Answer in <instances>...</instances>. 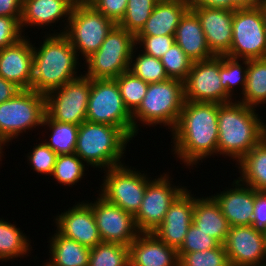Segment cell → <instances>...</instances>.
<instances>
[{
  "label": "cell",
  "mask_w": 266,
  "mask_h": 266,
  "mask_svg": "<svg viewBox=\"0 0 266 266\" xmlns=\"http://www.w3.org/2000/svg\"><path fill=\"white\" fill-rule=\"evenodd\" d=\"M115 25L91 5L74 6L64 35L84 61L100 48Z\"/></svg>",
  "instance_id": "obj_10"
},
{
  "label": "cell",
  "mask_w": 266,
  "mask_h": 266,
  "mask_svg": "<svg viewBox=\"0 0 266 266\" xmlns=\"http://www.w3.org/2000/svg\"><path fill=\"white\" fill-rule=\"evenodd\" d=\"M192 223L199 230L224 245L230 230V224L211 196L195 197Z\"/></svg>",
  "instance_id": "obj_26"
},
{
  "label": "cell",
  "mask_w": 266,
  "mask_h": 266,
  "mask_svg": "<svg viewBox=\"0 0 266 266\" xmlns=\"http://www.w3.org/2000/svg\"><path fill=\"white\" fill-rule=\"evenodd\" d=\"M136 50L138 51L137 45L132 52L129 65V71L134 76L147 83L162 82L169 79L160 59L141 51L138 53Z\"/></svg>",
  "instance_id": "obj_33"
},
{
  "label": "cell",
  "mask_w": 266,
  "mask_h": 266,
  "mask_svg": "<svg viewBox=\"0 0 266 266\" xmlns=\"http://www.w3.org/2000/svg\"><path fill=\"white\" fill-rule=\"evenodd\" d=\"M45 115V95L32 89H22L0 104V138L7 145L12 144L19 135L23 137L24 133L33 132L36 127L38 130Z\"/></svg>",
  "instance_id": "obj_6"
},
{
  "label": "cell",
  "mask_w": 266,
  "mask_h": 266,
  "mask_svg": "<svg viewBox=\"0 0 266 266\" xmlns=\"http://www.w3.org/2000/svg\"><path fill=\"white\" fill-rule=\"evenodd\" d=\"M178 266H231L224 245L202 252L178 254Z\"/></svg>",
  "instance_id": "obj_39"
},
{
  "label": "cell",
  "mask_w": 266,
  "mask_h": 266,
  "mask_svg": "<svg viewBox=\"0 0 266 266\" xmlns=\"http://www.w3.org/2000/svg\"><path fill=\"white\" fill-rule=\"evenodd\" d=\"M197 15L207 45L214 56H226L232 42L233 11L222 8L190 6Z\"/></svg>",
  "instance_id": "obj_19"
},
{
  "label": "cell",
  "mask_w": 266,
  "mask_h": 266,
  "mask_svg": "<svg viewBox=\"0 0 266 266\" xmlns=\"http://www.w3.org/2000/svg\"><path fill=\"white\" fill-rule=\"evenodd\" d=\"M131 140L121 128L84 121L79 125L74 153L88 168L105 171L124 164V153Z\"/></svg>",
  "instance_id": "obj_4"
},
{
  "label": "cell",
  "mask_w": 266,
  "mask_h": 266,
  "mask_svg": "<svg viewBox=\"0 0 266 266\" xmlns=\"http://www.w3.org/2000/svg\"><path fill=\"white\" fill-rule=\"evenodd\" d=\"M15 222L12 224L4 218H0V262H8L16 258H23L31 255V240L20 227H16ZM30 252V253H29ZM26 255V256H25ZM15 258V259H14Z\"/></svg>",
  "instance_id": "obj_30"
},
{
  "label": "cell",
  "mask_w": 266,
  "mask_h": 266,
  "mask_svg": "<svg viewBox=\"0 0 266 266\" xmlns=\"http://www.w3.org/2000/svg\"><path fill=\"white\" fill-rule=\"evenodd\" d=\"M95 199L89 203L102 242L118 243L129 247L141 233L137 228L134 215L108 202L100 194Z\"/></svg>",
  "instance_id": "obj_15"
},
{
  "label": "cell",
  "mask_w": 266,
  "mask_h": 266,
  "mask_svg": "<svg viewBox=\"0 0 266 266\" xmlns=\"http://www.w3.org/2000/svg\"><path fill=\"white\" fill-rule=\"evenodd\" d=\"M4 146H7V144L0 138V161H2L3 160V156H4V151L3 150H5V149H3V148H6V147H4ZM2 163L0 162V165H1Z\"/></svg>",
  "instance_id": "obj_52"
},
{
  "label": "cell",
  "mask_w": 266,
  "mask_h": 266,
  "mask_svg": "<svg viewBox=\"0 0 266 266\" xmlns=\"http://www.w3.org/2000/svg\"><path fill=\"white\" fill-rule=\"evenodd\" d=\"M184 102L183 81L167 79L149 83L142 103L132 114L133 137L140 132V124H143V127L163 125L171 132L178 122Z\"/></svg>",
  "instance_id": "obj_5"
},
{
  "label": "cell",
  "mask_w": 266,
  "mask_h": 266,
  "mask_svg": "<svg viewBox=\"0 0 266 266\" xmlns=\"http://www.w3.org/2000/svg\"><path fill=\"white\" fill-rule=\"evenodd\" d=\"M226 56L248 60L266 58V29L258 6L233 11L232 42Z\"/></svg>",
  "instance_id": "obj_12"
},
{
  "label": "cell",
  "mask_w": 266,
  "mask_h": 266,
  "mask_svg": "<svg viewBox=\"0 0 266 266\" xmlns=\"http://www.w3.org/2000/svg\"><path fill=\"white\" fill-rule=\"evenodd\" d=\"M231 266H260L266 264L263 230L251 226H230L224 243Z\"/></svg>",
  "instance_id": "obj_16"
},
{
  "label": "cell",
  "mask_w": 266,
  "mask_h": 266,
  "mask_svg": "<svg viewBox=\"0 0 266 266\" xmlns=\"http://www.w3.org/2000/svg\"><path fill=\"white\" fill-rule=\"evenodd\" d=\"M91 79L84 74L45 95V113L50 120L80 125L86 121Z\"/></svg>",
  "instance_id": "obj_11"
},
{
  "label": "cell",
  "mask_w": 266,
  "mask_h": 266,
  "mask_svg": "<svg viewBox=\"0 0 266 266\" xmlns=\"http://www.w3.org/2000/svg\"><path fill=\"white\" fill-rule=\"evenodd\" d=\"M74 5H72L68 0H24L22 5V16L20 20V25L24 35V31L29 26L30 28L37 27L42 29L43 27L54 26L62 19L64 25L62 30H52L53 33L47 32L46 34H64ZM66 20V21H65ZM34 26V27H33ZM26 27V28H25ZM40 27V28H39ZM56 32V33H55Z\"/></svg>",
  "instance_id": "obj_20"
},
{
  "label": "cell",
  "mask_w": 266,
  "mask_h": 266,
  "mask_svg": "<svg viewBox=\"0 0 266 266\" xmlns=\"http://www.w3.org/2000/svg\"><path fill=\"white\" fill-rule=\"evenodd\" d=\"M129 247L101 242L91 248L88 266H129Z\"/></svg>",
  "instance_id": "obj_35"
},
{
  "label": "cell",
  "mask_w": 266,
  "mask_h": 266,
  "mask_svg": "<svg viewBox=\"0 0 266 266\" xmlns=\"http://www.w3.org/2000/svg\"><path fill=\"white\" fill-rule=\"evenodd\" d=\"M196 194L185 189L170 205L164 221L153 233L166 245L179 249L183 244L190 225L193 222V210Z\"/></svg>",
  "instance_id": "obj_18"
},
{
  "label": "cell",
  "mask_w": 266,
  "mask_h": 266,
  "mask_svg": "<svg viewBox=\"0 0 266 266\" xmlns=\"http://www.w3.org/2000/svg\"><path fill=\"white\" fill-rule=\"evenodd\" d=\"M21 17L0 16V49L15 44L22 37Z\"/></svg>",
  "instance_id": "obj_43"
},
{
  "label": "cell",
  "mask_w": 266,
  "mask_h": 266,
  "mask_svg": "<svg viewBox=\"0 0 266 266\" xmlns=\"http://www.w3.org/2000/svg\"><path fill=\"white\" fill-rule=\"evenodd\" d=\"M136 46L135 35L119 25L108 33L100 48L84 62L90 79H115L129 71L130 59Z\"/></svg>",
  "instance_id": "obj_7"
},
{
  "label": "cell",
  "mask_w": 266,
  "mask_h": 266,
  "mask_svg": "<svg viewBox=\"0 0 266 266\" xmlns=\"http://www.w3.org/2000/svg\"><path fill=\"white\" fill-rule=\"evenodd\" d=\"M42 127H44V130L49 128V131H47L51 133L48 134L47 139L49 140L44 139L43 141L56 154L65 155L75 152L79 125L50 120L45 115Z\"/></svg>",
  "instance_id": "obj_31"
},
{
  "label": "cell",
  "mask_w": 266,
  "mask_h": 266,
  "mask_svg": "<svg viewBox=\"0 0 266 266\" xmlns=\"http://www.w3.org/2000/svg\"><path fill=\"white\" fill-rule=\"evenodd\" d=\"M128 0H92L90 5L118 25L124 17Z\"/></svg>",
  "instance_id": "obj_44"
},
{
  "label": "cell",
  "mask_w": 266,
  "mask_h": 266,
  "mask_svg": "<svg viewBox=\"0 0 266 266\" xmlns=\"http://www.w3.org/2000/svg\"><path fill=\"white\" fill-rule=\"evenodd\" d=\"M186 101L228 103L234 99L226 92L220 78V56L194 61L184 81Z\"/></svg>",
  "instance_id": "obj_14"
},
{
  "label": "cell",
  "mask_w": 266,
  "mask_h": 266,
  "mask_svg": "<svg viewBox=\"0 0 266 266\" xmlns=\"http://www.w3.org/2000/svg\"><path fill=\"white\" fill-rule=\"evenodd\" d=\"M115 80L126 108L133 114L142 103L149 83L134 76L130 71L120 74Z\"/></svg>",
  "instance_id": "obj_36"
},
{
  "label": "cell",
  "mask_w": 266,
  "mask_h": 266,
  "mask_svg": "<svg viewBox=\"0 0 266 266\" xmlns=\"http://www.w3.org/2000/svg\"><path fill=\"white\" fill-rule=\"evenodd\" d=\"M247 68H248V59H236V58H231L229 56H220L221 84L223 88L226 90V92L232 98H235V100L237 99L235 90L238 88L239 90L240 89L242 90V91L240 90L241 93L238 96H241V94L244 91L246 85Z\"/></svg>",
  "instance_id": "obj_32"
},
{
  "label": "cell",
  "mask_w": 266,
  "mask_h": 266,
  "mask_svg": "<svg viewBox=\"0 0 266 266\" xmlns=\"http://www.w3.org/2000/svg\"><path fill=\"white\" fill-rule=\"evenodd\" d=\"M220 243L199 230L193 223L190 225L185 240L181 247L177 250L178 254H186L191 252H202L216 248Z\"/></svg>",
  "instance_id": "obj_41"
},
{
  "label": "cell",
  "mask_w": 266,
  "mask_h": 266,
  "mask_svg": "<svg viewBox=\"0 0 266 266\" xmlns=\"http://www.w3.org/2000/svg\"><path fill=\"white\" fill-rule=\"evenodd\" d=\"M34 145L31 152H28L27 163L31 166L32 170L41 175L51 176L58 154H56L50 147H48L44 141Z\"/></svg>",
  "instance_id": "obj_40"
},
{
  "label": "cell",
  "mask_w": 266,
  "mask_h": 266,
  "mask_svg": "<svg viewBox=\"0 0 266 266\" xmlns=\"http://www.w3.org/2000/svg\"><path fill=\"white\" fill-rule=\"evenodd\" d=\"M22 89L0 76V104L14 97Z\"/></svg>",
  "instance_id": "obj_47"
},
{
  "label": "cell",
  "mask_w": 266,
  "mask_h": 266,
  "mask_svg": "<svg viewBox=\"0 0 266 266\" xmlns=\"http://www.w3.org/2000/svg\"><path fill=\"white\" fill-rule=\"evenodd\" d=\"M257 6L260 8L263 17L264 27L266 29V0H261Z\"/></svg>",
  "instance_id": "obj_50"
},
{
  "label": "cell",
  "mask_w": 266,
  "mask_h": 266,
  "mask_svg": "<svg viewBox=\"0 0 266 266\" xmlns=\"http://www.w3.org/2000/svg\"><path fill=\"white\" fill-rule=\"evenodd\" d=\"M135 39L142 52L158 59L175 43V35L135 36Z\"/></svg>",
  "instance_id": "obj_42"
},
{
  "label": "cell",
  "mask_w": 266,
  "mask_h": 266,
  "mask_svg": "<svg viewBox=\"0 0 266 266\" xmlns=\"http://www.w3.org/2000/svg\"><path fill=\"white\" fill-rule=\"evenodd\" d=\"M54 220L61 235L85 247L91 249L102 242L89 200L75 202L68 210L58 212Z\"/></svg>",
  "instance_id": "obj_17"
},
{
  "label": "cell",
  "mask_w": 266,
  "mask_h": 266,
  "mask_svg": "<svg viewBox=\"0 0 266 266\" xmlns=\"http://www.w3.org/2000/svg\"><path fill=\"white\" fill-rule=\"evenodd\" d=\"M159 176L148 182L141 207L134 216L140 232H153L164 221L170 205L187 188L174 185L167 172Z\"/></svg>",
  "instance_id": "obj_13"
},
{
  "label": "cell",
  "mask_w": 266,
  "mask_h": 266,
  "mask_svg": "<svg viewBox=\"0 0 266 266\" xmlns=\"http://www.w3.org/2000/svg\"><path fill=\"white\" fill-rule=\"evenodd\" d=\"M22 0H0V16L21 17Z\"/></svg>",
  "instance_id": "obj_46"
},
{
  "label": "cell",
  "mask_w": 266,
  "mask_h": 266,
  "mask_svg": "<svg viewBox=\"0 0 266 266\" xmlns=\"http://www.w3.org/2000/svg\"><path fill=\"white\" fill-rule=\"evenodd\" d=\"M256 112L237 100L218 104L219 156L237 163L266 136V123Z\"/></svg>",
  "instance_id": "obj_2"
},
{
  "label": "cell",
  "mask_w": 266,
  "mask_h": 266,
  "mask_svg": "<svg viewBox=\"0 0 266 266\" xmlns=\"http://www.w3.org/2000/svg\"><path fill=\"white\" fill-rule=\"evenodd\" d=\"M74 6L90 5L92 0H68Z\"/></svg>",
  "instance_id": "obj_51"
},
{
  "label": "cell",
  "mask_w": 266,
  "mask_h": 266,
  "mask_svg": "<svg viewBox=\"0 0 266 266\" xmlns=\"http://www.w3.org/2000/svg\"><path fill=\"white\" fill-rule=\"evenodd\" d=\"M140 171L135 167L129 168L125 162L105 170L98 194L135 216L141 207L147 184L152 179L149 173Z\"/></svg>",
  "instance_id": "obj_9"
},
{
  "label": "cell",
  "mask_w": 266,
  "mask_h": 266,
  "mask_svg": "<svg viewBox=\"0 0 266 266\" xmlns=\"http://www.w3.org/2000/svg\"><path fill=\"white\" fill-rule=\"evenodd\" d=\"M85 166L87 167L75 153L58 155L51 177L60 186L72 187L73 185H77L81 179L83 180V177L87 174L85 172L88 168Z\"/></svg>",
  "instance_id": "obj_34"
},
{
  "label": "cell",
  "mask_w": 266,
  "mask_h": 266,
  "mask_svg": "<svg viewBox=\"0 0 266 266\" xmlns=\"http://www.w3.org/2000/svg\"><path fill=\"white\" fill-rule=\"evenodd\" d=\"M237 101L256 109L266 104V58L248 60L246 85Z\"/></svg>",
  "instance_id": "obj_29"
},
{
  "label": "cell",
  "mask_w": 266,
  "mask_h": 266,
  "mask_svg": "<svg viewBox=\"0 0 266 266\" xmlns=\"http://www.w3.org/2000/svg\"><path fill=\"white\" fill-rule=\"evenodd\" d=\"M49 239V261L42 266H88L91 249L55 230Z\"/></svg>",
  "instance_id": "obj_27"
},
{
  "label": "cell",
  "mask_w": 266,
  "mask_h": 266,
  "mask_svg": "<svg viewBox=\"0 0 266 266\" xmlns=\"http://www.w3.org/2000/svg\"><path fill=\"white\" fill-rule=\"evenodd\" d=\"M129 260L131 266H178L179 257L153 232H141L129 245Z\"/></svg>",
  "instance_id": "obj_23"
},
{
  "label": "cell",
  "mask_w": 266,
  "mask_h": 266,
  "mask_svg": "<svg viewBox=\"0 0 266 266\" xmlns=\"http://www.w3.org/2000/svg\"><path fill=\"white\" fill-rule=\"evenodd\" d=\"M32 67L33 44L27 35L15 44L0 49V76L21 89H31Z\"/></svg>",
  "instance_id": "obj_21"
},
{
  "label": "cell",
  "mask_w": 266,
  "mask_h": 266,
  "mask_svg": "<svg viewBox=\"0 0 266 266\" xmlns=\"http://www.w3.org/2000/svg\"><path fill=\"white\" fill-rule=\"evenodd\" d=\"M86 121L121 128L134 140L132 114L124 104L115 79H91Z\"/></svg>",
  "instance_id": "obj_8"
},
{
  "label": "cell",
  "mask_w": 266,
  "mask_h": 266,
  "mask_svg": "<svg viewBox=\"0 0 266 266\" xmlns=\"http://www.w3.org/2000/svg\"><path fill=\"white\" fill-rule=\"evenodd\" d=\"M235 165L241 183L256 191L266 192V136Z\"/></svg>",
  "instance_id": "obj_28"
},
{
  "label": "cell",
  "mask_w": 266,
  "mask_h": 266,
  "mask_svg": "<svg viewBox=\"0 0 266 266\" xmlns=\"http://www.w3.org/2000/svg\"><path fill=\"white\" fill-rule=\"evenodd\" d=\"M261 0H230V10L256 7Z\"/></svg>",
  "instance_id": "obj_49"
},
{
  "label": "cell",
  "mask_w": 266,
  "mask_h": 266,
  "mask_svg": "<svg viewBox=\"0 0 266 266\" xmlns=\"http://www.w3.org/2000/svg\"><path fill=\"white\" fill-rule=\"evenodd\" d=\"M45 37V38H44ZM39 47L33 44V79L31 89L46 95L80 74V60L64 34H45ZM43 41V42H42Z\"/></svg>",
  "instance_id": "obj_3"
},
{
  "label": "cell",
  "mask_w": 266,
  "mask_h": 266,
  "mask_svg": "<svg viewBox=\"0 0 266 266\" xmlns=\"http://www.w3.org/2000/svg\"><path fill=\"white\" fill-rule=\"evenodd\" d=\"M190 9L189 0H159L135 36L175 35L181 18Z\"/></svg>",
  "instance_id": "obj_24"
},
{
  "label": "cell",
  "mask_w": 266,
  "mask_h": 266,
  "mask_svg": "<svg viewBox=\"0 0 266 266\" xmlns=\"http://www.w3.org/2000/svg\"><path fill=\"white\" fill-rule=\"evenodd\" d=\"M218 134V103L185 100L178 122L171 131V152L185 164L183 167L201 165L204 159L218 156Z\"/></svg>",
  "instance_id": "obj_1"
},
{
  "label": "cell",
  "mask_w": 266,
  "mask_h": 266,
  "mask_svg": "<svg viewBox=\"0 0 266 266\" xmlns=\"http://www.w3.org/2000/svg\"><path fill=\"white\" fill-rule=\"evenodd\" d=\"M159 0H128L120 27L136 35L144 26Z\"/></svg>",
  "instance_id": "obj_37"
},
{
  "label": "cell",
  "mask_w": 266,
  "mask_h": 266,
  "mask_svg": "<svg viewBox=\"0 0 266 266\" xmlns=\"http://www.w3.org/2000/svg\"><path fill=\"white\" fill-rule=\"evenodd\" d=\"M252 226L264 230L266 228V192L255 190Z\"/></svg>",
  "instance_id": "obj_45"
},
{
  "label": "cell",
  "mask_w": 266,
  "mask_h": 266,
  "mask_svg": "<svg viewBox=\"0 0 266 266\" xmlns=\"http://www.w3.org/2000/svg\"><path fill=\"white\" fill-rule=\"evenodd\" d=\"M232 188L211 195L220 207L230 226H251L255 204V189L241 183L237 178Z\"/></svg>",
  "instance_id": "obj_22"
},
{
  "label": "cell",
  "mask_w": 266,
  "mask_h": 266,
  "mask_svg": "<svg viewBox=\"0 0 266 266\" xmlns=\"http://www.w3.org/2000/svg\"><path fill=\"white\" fill-rule=\"evenodd\" d=\"M169 79L185 81L192 68L193 61L174 43L160 58Z\"/></svg>",
  "instance_id": "obj_38"
},
{
  "label": "cell",
  "mask_w": 266,
  "mask_h": 266,
  "mask_svg": "<svg viewBox=\"0 0 266 266\" xmlns=\"http://www.w3.org/2000/svg\"><path fill=\"white\" fill-rule=\"evenodd\" d=\"M190 6L230 10V0H189Z\"/></svg>",
  "instance_id": "obj_48"
},
{
  "label": "cell",
  "mask_w": 266,
  "mask_h": 266,
  "mask_svg": "<svg viewBox=\"0 0 266 266\" xmlns=\"http://www.w3.org/2000/svg\"><path fill=\"white\" fill-rule=\"evenodd\" d=\"M175 43L193 62L214 57L207 45L199 18L191 9L184 14L176 28Z\"/></svg>",
  "instance_id": "obj_25"
},
{
  "label": "cell",
  "mask_w": 266,
  "mask_h": 266,
  "mask_svg": "<svg viewBox=\"0 0 266 266\" xmlns=\"http://www.w3.org/2000/svg\"><path fill=\"white\" fill-rule=\"evenodd\" d=\"M264 238H265V247H266V228L263 230Z\"/></svg>",
  "instance_id": "obj_53"
}]
</instances>
